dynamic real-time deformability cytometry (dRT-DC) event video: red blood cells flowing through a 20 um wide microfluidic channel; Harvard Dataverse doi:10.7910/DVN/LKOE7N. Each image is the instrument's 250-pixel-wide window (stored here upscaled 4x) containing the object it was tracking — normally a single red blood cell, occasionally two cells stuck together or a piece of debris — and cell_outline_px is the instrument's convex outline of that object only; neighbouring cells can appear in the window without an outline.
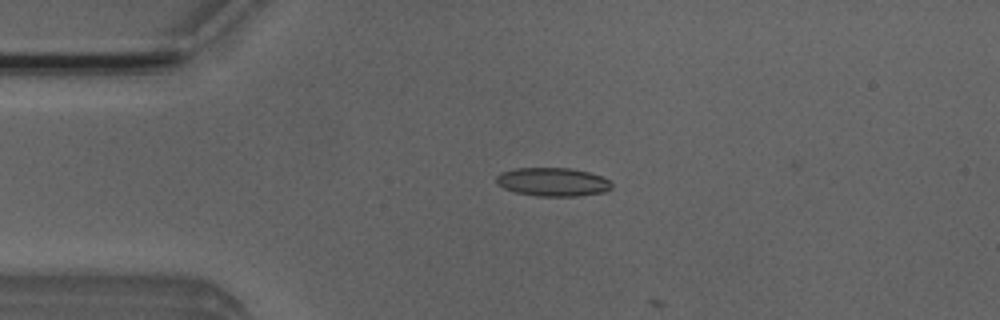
{"species": "Egyptian fruit bat (a non-hibernating species)", "species_latin": "Rousettus aegyptiacus", "temperature_condition": "room temperature", "stored_images_in_passage": 13, "camera_frame_rate_fps": 3000, "um_per_image_px": 0.085, "animal": {"sex": "male"}, "frame": {"image": 1, "passage_image": 12, "time_ms": 3.667, "image_size_px": [1000, 320], "cell_outline_px": [[612, 188], [604, 192], [580, 196], [536, 196], [516, 192], [504, 188], [496, 184], [496, 176], [500, 172], [516, 168], [572, 168], [588, 172], [600, 176], [608, 180], [612, 184]], "centroid_in_image_um": [46.96, 15.46], "position_along_channel_um": 38.0, "area_um2": 19.25}}